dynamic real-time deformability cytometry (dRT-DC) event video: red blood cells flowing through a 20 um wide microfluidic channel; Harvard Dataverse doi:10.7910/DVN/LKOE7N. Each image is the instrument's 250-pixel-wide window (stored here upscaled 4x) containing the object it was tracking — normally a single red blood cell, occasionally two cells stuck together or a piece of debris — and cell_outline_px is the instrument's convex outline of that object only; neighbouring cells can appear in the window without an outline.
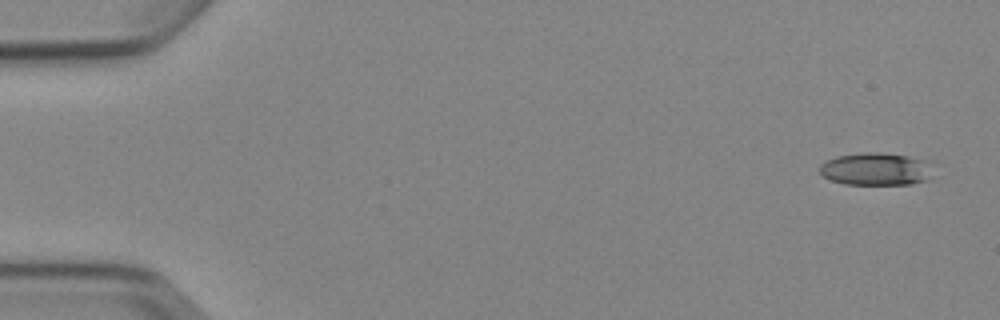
{"species": "Egyptian fruit bat (a non-hibernating species)", "species_latin": "Rousettus aegyptiacus", "temperature_condition": "cold", "stored_images_in_passage": 4, "camera_frame_rate_fps": 3000, "um_per_image_px": 0.085, "animal": {"sex": "female"}, "frame": {"image": 1, "passage_image": 1, "time_ms": 0.0, "image_size_px": [1000, 320], "cell_outline_px": [[928, 180], [912, 184], [844, 184], [828, 180], [820, 172], [820, 164], [836, 156], [868, 152], [876, 152], [908, 156], [924, 160]], "centroid_in_image_um": [74.33, 14.38], "position_along_channel_um": 10.7, "area_um2": 20.98}}
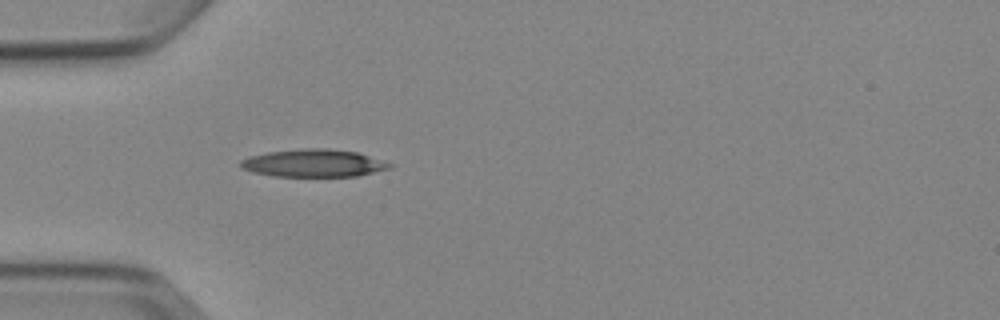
{"frame": {"image": 2, "passage_image": 4, "time_ms": 4.667, "image_size_px": [1000, 320], "cell_outline_px": [[392, 168], [356, 176], [272, 176], [252, 172], [240, 168], [240, 160], [248, 156], [268, 152], [304, 148], [328, 148], [356, 152], [392, 164]], "centroid_in_image_um": [26.6, 13.87], "position_along_channel_um": 58.4, "area_um2": 23.93}}